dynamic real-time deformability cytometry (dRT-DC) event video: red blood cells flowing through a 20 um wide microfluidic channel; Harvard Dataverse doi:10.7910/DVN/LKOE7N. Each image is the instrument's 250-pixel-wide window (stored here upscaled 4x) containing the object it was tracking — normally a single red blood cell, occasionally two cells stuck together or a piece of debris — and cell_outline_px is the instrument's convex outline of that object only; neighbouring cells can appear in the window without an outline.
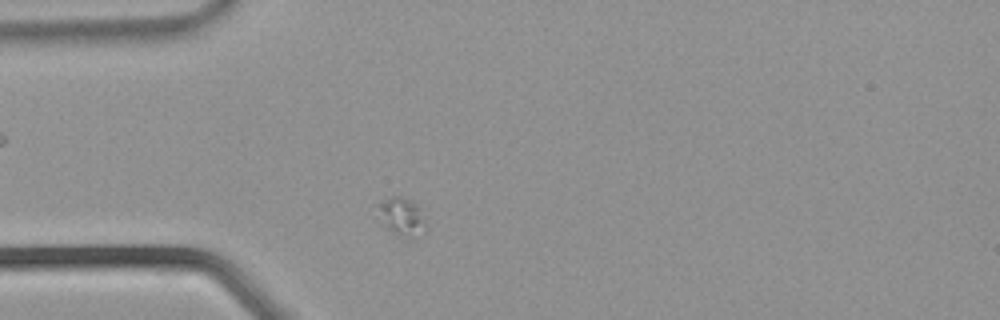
{"species": "common noctule bat (a hibernating species)", "species_latin": "Nyctalus noctula", "temperature_condition": "warm", "stored_images_in_passage": 18, "camera_frame_rate_fps": 3000, "um_per_image_px": 0.085, "animal": {"sex": "male", "body_mass_g": 21.5, "forearm_length_mm": 52.0}, "frame": {"image": 1, "passage_image": 1, "time_ms": 0.0, "image_size_px": [1000, 320], "cell_outline_px": [[424, 224], [412, 240], [408, 240], [396, 236], [380, 224], [380, 204], [384, 200], [392, 196], [400, 196], [412, 200], [420, 208], [424, 220]], "centroid_in_image_um": [34.11, 18.45], "position_along_channel_um": 50.9, "area_um2": 10.52}}